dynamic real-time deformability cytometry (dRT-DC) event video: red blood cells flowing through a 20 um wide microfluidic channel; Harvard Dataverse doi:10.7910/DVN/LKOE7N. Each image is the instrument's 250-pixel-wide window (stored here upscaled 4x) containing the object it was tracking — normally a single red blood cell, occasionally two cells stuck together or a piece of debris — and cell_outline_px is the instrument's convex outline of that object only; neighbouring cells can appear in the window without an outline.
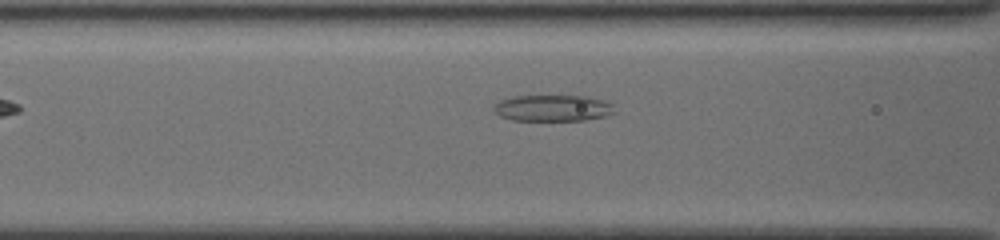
{"species": "common noctule bat (a hibernating species)", "species_latin": "Nyctalus noctula", "temperature_condition": "cold", "stored_images_in_passage": 28, "segment_of_instrument_passage": [1, 2], "camera_frame_rate_fps": 3000, "um_per_image_px": 0.085, "animal": {"sex": "female", "body_mass_g": 19.5, "forearm_length_mm": 54.1}, "frame": {"image": 1, "passage_image": 6, "time_ms": 1.667, "image_size_px": [1000, 240], "cell_outline_px": [[612, 112], [604, 116], [584, 120], [512, 120], [500, 116], [492, 112], [492, 108], [500, 100], [512, 96], [584, 96], [604, 100], [612, 104]], "centroid_in_image_um": [46.91, 9.18], "position_along_channel_um": 119.7, "area_um2": 18.38}}
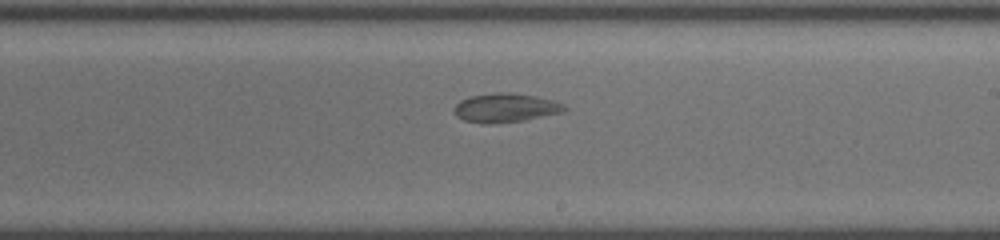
{"frame": {"image": 2, "passage_image": 16, "time_ms": 5.0, "image_size_px": [1000, 240], "cell_outline_px": [[568, 108], [564, 112], [524, 120], [484, 124], [464, 120], [456, 116], [456, 104], [460, 100], [472, 96], [492, 92], [516, 92], [536, 96], [552, 100], [564, 104]], "centroid_in_image_um": [43.0, 9.15], "position_along_channel_um": 246.0, "area_um2": 18.61}}
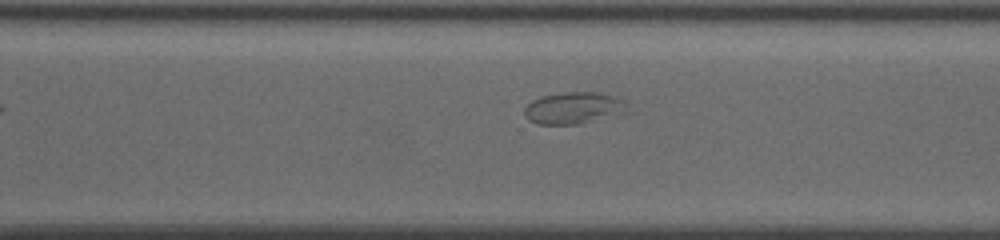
{"frame": {"image": 3, "passage_image": 22, "time_ms": 7.0, "image_size_px": [1000, 240], "cell_outline_px": [[624, 100], [608, 112], [580, 124], [536, 124], [528, 120], [524, 116], [524, 108], [532, 100], [540, 96], [564, 92], [600, 92]], "centroid_in_image_um": [48.4, 9.15], "position_along_channel_um": 322.2, "area_um2": 17.46}}